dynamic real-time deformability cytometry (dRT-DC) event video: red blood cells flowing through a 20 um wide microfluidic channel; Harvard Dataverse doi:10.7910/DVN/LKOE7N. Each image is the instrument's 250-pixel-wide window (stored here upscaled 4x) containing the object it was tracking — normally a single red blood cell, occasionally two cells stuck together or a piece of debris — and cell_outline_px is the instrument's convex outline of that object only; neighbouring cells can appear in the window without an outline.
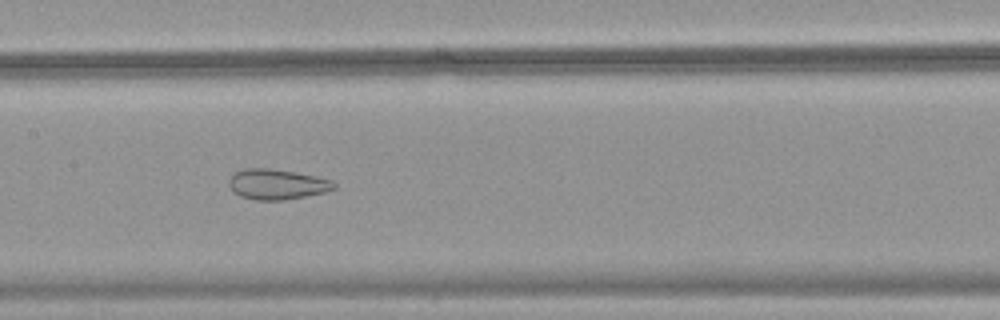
{"species": "common noctule bat (a hibernating species)", "species_latin": "Nyctalus noctula", "temperature_condition": "warm", "stored_images_in_passage": 42, "camera_frame_rate_fps": 3000, "um_per_image_px": 0.085, "animal": {"sex": "female", "body_mass_g": 18.4}, "frame": {"image": 1, "passage_image": 17, "time_ms": 5.333, "image_size_px": [1000, 320], "cell_outline_px": [[336, 188], [324, 192], [284, 200], [256, 200], [240, 196], [232, 192], [228, 184], [228, 180], [236, 172], [244, 168], [268, 168], [316, 176], [332, 180], [336, 184]], "centroid_in_image_um": [23.51, 15.67], "position_along_channel_um": 183.9, "area_um2": 18.5}}
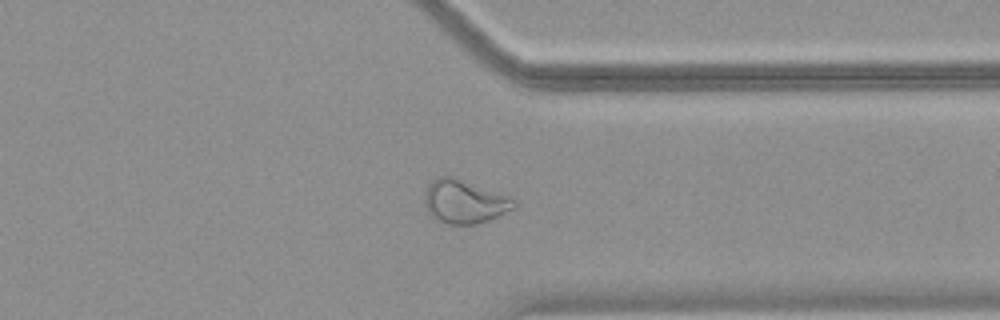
{"frame": {"image": 2, "passage_image": 31, "time_ms": 10.0, "image_size_px": [1000, 320], "cell_outline_px": [[516, 208], [476, 224], [448, 224], [436, 220], [428, 212], [424, 204], [424, 196], [428, 184], [432, 180], [440, 176], [456, 176], [512, 196], [516, 200]], "centroid_in_image_um": [39.49, 17.1], "position_along_channel_um": 371.9, "area_um2": 23.12}}
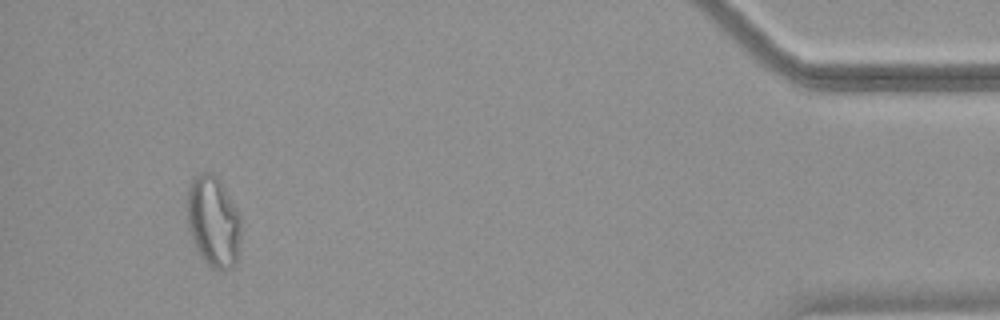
{"frame": {"image": 3, "passage_image": 39, "time_ms": 12.667, "image_size_px": [1000, 320], "cell_outline_px": [[240, 236], [236, 260], [232, 268], [224, 272], [220, 272], [212, 268], [200, 256], [192, 240], [188, 228], [188, 188], [192, 180], [196, 176], [204, 172], [208, 172], [216, 176], [220, 180], [240, 216]], "centroid_in_image_um": [18.13, 18.88], "position_along_channel_um": 417.1, "area_um2": 28.38}}